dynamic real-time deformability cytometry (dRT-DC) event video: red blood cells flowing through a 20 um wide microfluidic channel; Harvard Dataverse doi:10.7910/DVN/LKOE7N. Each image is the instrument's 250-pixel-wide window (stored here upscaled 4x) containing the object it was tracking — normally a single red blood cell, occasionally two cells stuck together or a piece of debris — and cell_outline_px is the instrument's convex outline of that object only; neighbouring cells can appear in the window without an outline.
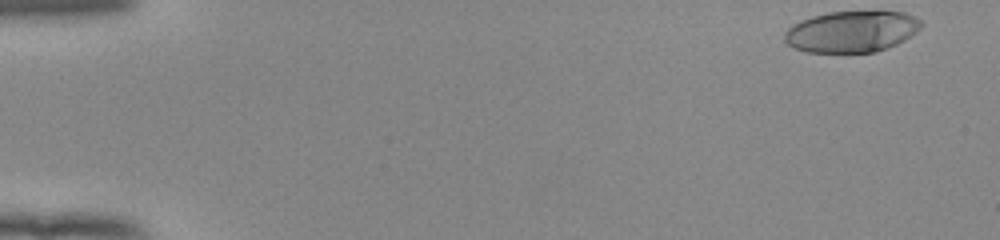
{"species": "human", "species_latin": "Homo sapiens", "temperature_condition": "room temperature", "stored_images_in_passage": 51, "camera_frame_rate_fps": 3000, "um_per_image_px": 0.085, "donor": {"sex": "female"}, "frame": {"image": 1, "passage_image": 1, "time_ms": 0.0, "image_size_px": [1000, 240], "cell_outline_px": [[924, 24], [916, 32], [904, 40], [888, 48], [876, 52], [808, 52], [796, 48], [788, 44], [784, 40], [784, 32], [792, 24], [800, 20], [812, 16], [828, 12], [904, 12], [916, 16]], "centroid_in_image_um": [72.39, 2.68], "position_along_channel_um": 12.6, "area_um2": 32.89}}
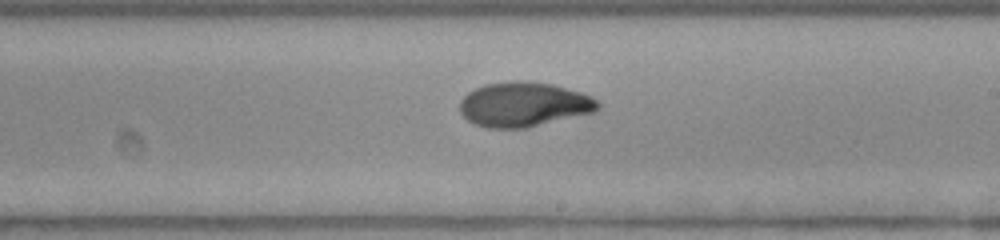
{"frame": {"image": 2, "passage_image": 30, "time_ms": 9.667, "image_size_px": [1000, 240], "cell_outline_px": [[600, 108], [596, 112], [528, 128], [484, 128], [472, 124], [460, 112], [460, 100], [468, 92], [484, 84], [516, 80], [552, 84], [580, 92], [592, 96], [600, 104]], "centroid_in_image_um": [44.53, 8.89], "position_along_channel_um": 244.5, "area_um2": 36.24}}
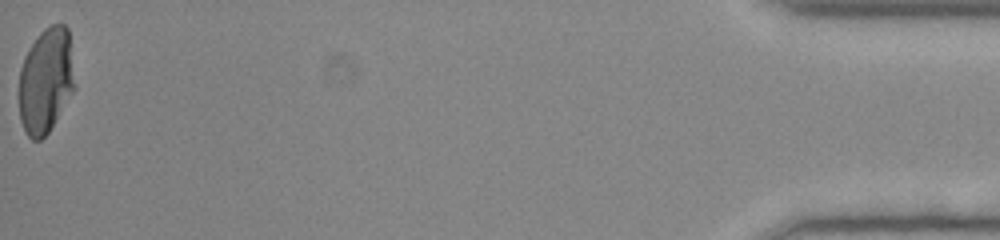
{"frame": {"image": 3, "passage_image": 51, "time_ms": 16.667, "image_size_px": [1000, 240], "cell_outline_px": [[76, 88], [48, 132], [40, 140], [32, 140], [24, 132], [20, 120], [20, 68], [24, 56], [28, 48], [40, 32], [44, 28], [52, 24], [64, 24], [68, 28]], "centroid_in_image_um": [3.9, 6.84], "position_along_channel_um": 431.3, "area_um2": 34.39}, "authors_computed_cell_mechanics": {"area_um2": 34.7378, "velocity_mm_per_s": 3.9574, "shape_relaxation_time_tau1_ms": 6.4295, "shape_relaxation_time_tau2_ms": 1.2833, "deformation_change_tau1": 0.2667, "deformation_change_tau2": 0.047}}